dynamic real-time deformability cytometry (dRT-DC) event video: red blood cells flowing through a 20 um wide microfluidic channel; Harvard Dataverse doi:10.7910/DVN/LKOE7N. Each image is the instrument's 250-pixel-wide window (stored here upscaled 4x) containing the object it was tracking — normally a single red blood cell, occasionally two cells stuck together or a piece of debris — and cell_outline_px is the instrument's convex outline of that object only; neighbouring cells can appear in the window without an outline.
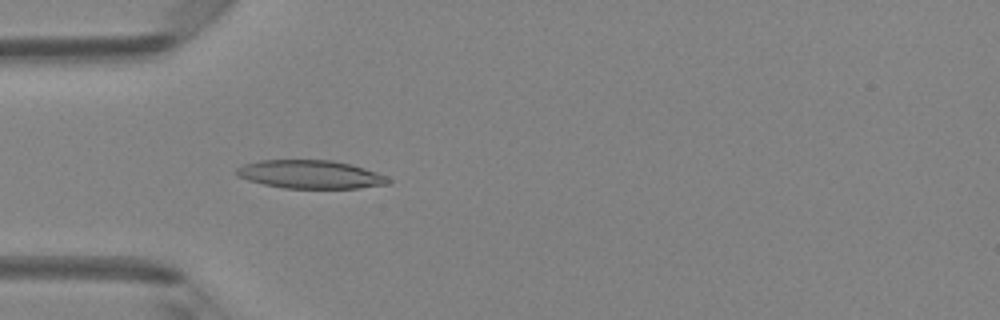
{"species": "Egyptian fruit bat (a non-hibernating species)", "species_latin": "Rousettus aegyptiacus", "temperature_condition": "room temperature", "stored_images_in_passage": 48, "camera_frame_rate_fps": 3000, "um_per_image_px": 0.085, "animal": {"sex": "female"}, "frame": {"image": 1, "passage_image": 15, "time_ms": 4.667, "image_size_px": [1000, 320], "cell_outline_px": [[392, 180], [388, 184], [360, 188], [284, 188], [264, 184], [248, 180], [236, 176], [236, 168], [244, 164], [260, 160], [332, 160], [352, 164], [388, 176]], "centroid_in_image_um": [26.4, 14.82], "position_along_channel_um": 58.6, "area_um2": 25.14}}
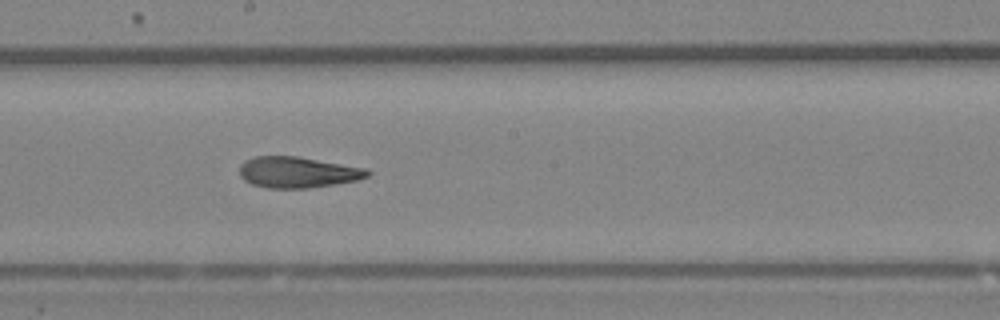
{"frame": {"image": 2, "passage_image": 27, "time_ms": 8.667, "image_size_px": [1000, 320], "cell_outline_px": [[372, 172], [368, 176], [356, 180], [308, 188], [268, 188], [252, 184], [244, 180], [240, 176], [240, 164], [244, 160], [256, 156], [296, 156], [368, 168]], "centroid_in_image_um": [25.29, 14.63], "position_along_channel_um": 222.9, "area_um2": 23.12}}
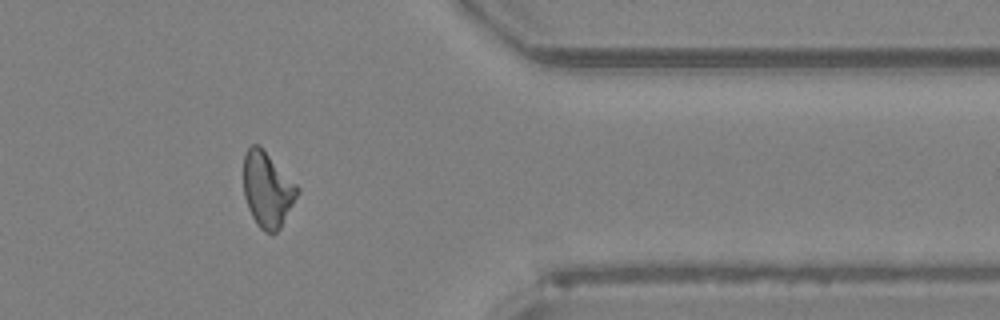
{"frame": {"image": 3, "passage_image": 40, "time_ms": 13.0, "image_size_px": [1000, 320], "cell_outline_px": [[300, 192], [280, 228], [276, 232], [264, 232], [256, 224], [248, 208], [244, 196], [244, 156], [248, 148], [252, 144], [256, 144], [300, 188]], "centroid_in_image_um": [22.72, 16.16], "position_along_channel_um": 388.7, "area_um2": 23.06}, "authors_computed_cell_mechanics": {"area_um2": 23.6402, "velocity_mm_per_s": 4.2064, "shape_relaxation_time_tau1_ms": null, "shape_relaxation_time_tau2_ms": 3.6811, "deformation_change_tau1": null, "deformation_change_tau2": 0.1124}}